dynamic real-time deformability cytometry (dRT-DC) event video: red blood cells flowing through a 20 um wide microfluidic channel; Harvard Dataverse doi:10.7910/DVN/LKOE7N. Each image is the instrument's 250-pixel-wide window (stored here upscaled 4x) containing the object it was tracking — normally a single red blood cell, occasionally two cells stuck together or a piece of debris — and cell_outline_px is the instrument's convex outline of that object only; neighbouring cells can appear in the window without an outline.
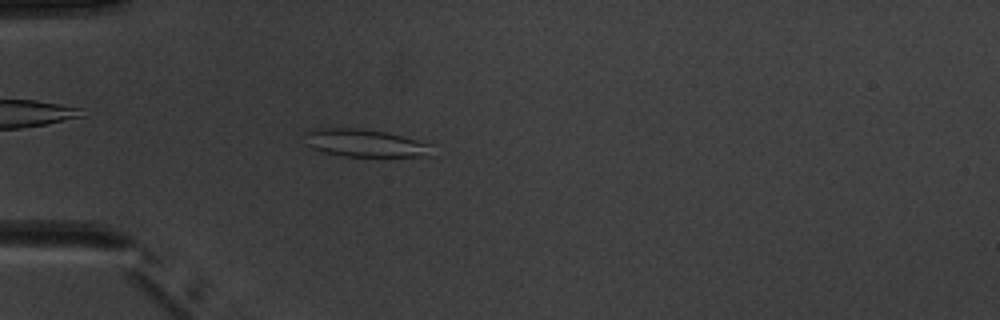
{"species": "common noctule bat (a hibernating species)", "species_latin": "Nyctalus noctula", "temperature_condition": "warm", "stored_images_in_passage": 3, "camera_frame_rate_fps": 3000, "um_per_image_px": 0.085, "animal": {"sex": "male", "body_mass_g": 20.1, "forearm_length_mm": 53.5}, "frame": {"image": 1, "passage_image": 3, "time_ms": 3.0, "image_size_px": [1000, 320], "cell_outline_px": [[436, 156], [340, 156], [324, 152], [312, 148], [300, 136], [304, 132], [312, 128], [356, 128], [384, 132], [432, 144]], "centroid_in_image_um": [30.99, 12.16], "position_along_channel_um": 54.0, "area_um2": 20.75}}